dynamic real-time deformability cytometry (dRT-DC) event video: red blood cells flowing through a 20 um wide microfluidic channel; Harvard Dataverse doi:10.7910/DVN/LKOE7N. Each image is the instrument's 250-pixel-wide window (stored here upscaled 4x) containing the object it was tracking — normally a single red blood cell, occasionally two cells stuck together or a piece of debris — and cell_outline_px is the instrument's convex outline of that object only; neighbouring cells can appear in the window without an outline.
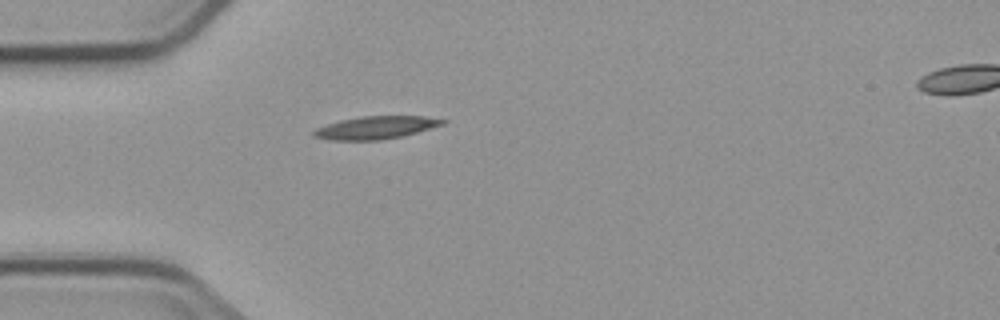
{"species": "common noctule bat (a hibernating species)", "species_latin": "Nyctalus noctula", "temperature_condition": "cold", "stored_images_in_passage": 3, "segment_of_instrument_passage": [1, 2], "camera_frame_rate_fps": 3000, "um_per_image_px": 0.085, "animal": {"sex": "male", "body_mass_g": 23.1, "forearm_length_mm": 52.7}, "frame": {"image": 1, "passage_image": 2, "time_ms": 1.0, "image_size_px": [1000, 320], "cell_outline_px": [[448, 120], [444, 124], [416, 132], [400, 136], [380, 140], [328, 140], [312, 136], [312, 132], [316, 128], [340, 120], [360, 116], [424, 116]], "centroid_in_image_um": [31.91, 10.84], "position_along_channel_um": 53.1, "area_um2": 16.99}}